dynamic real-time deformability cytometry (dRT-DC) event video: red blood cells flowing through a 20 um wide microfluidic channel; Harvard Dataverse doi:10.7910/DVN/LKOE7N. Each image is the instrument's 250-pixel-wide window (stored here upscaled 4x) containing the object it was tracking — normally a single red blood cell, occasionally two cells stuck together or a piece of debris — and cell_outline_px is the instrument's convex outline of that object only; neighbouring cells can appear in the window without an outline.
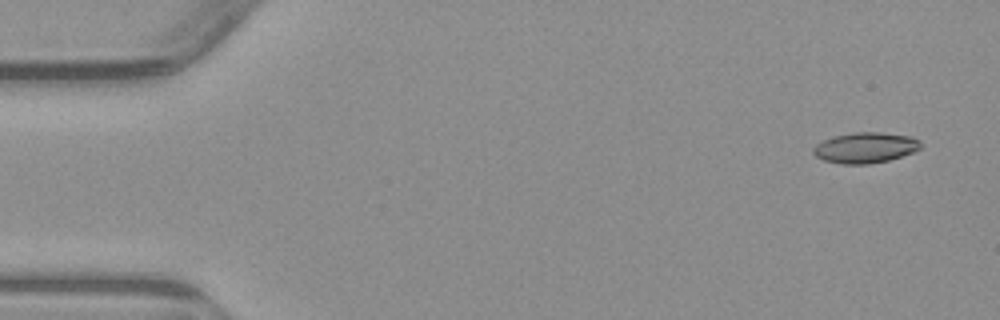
{"species": "common noctule bat (a hibernating species)", "species_latin": "Nyctalus noctula", "temperature_condition": "warm", "stored_images_in_passage": 4, "camera_frame_rate_fps": 3000, "um_per_image_px": 0.085, "animal": {"sex": "male", "body_mass_g": 23.1, "forearm_length_mm": 52.7}, "frame": {"image": 1, "passage_image": 1, "time_ms": 0.0, "image_size_px": [1000, 320], "cell_outline_px": [[924, 144], [920, 148], [912, 152], [888, 160], [868, 164], [840, 164], [824, 160], [816, 156], [812, 152], [812, 148], [816, 144], [832, 136], [852, 132], [880, 132], [912, 136], [920, 140]], "centroid_in_image_um": [73.55, 12.54], "position_along_channel_um": 11.5, "area_um2": 19.31}}
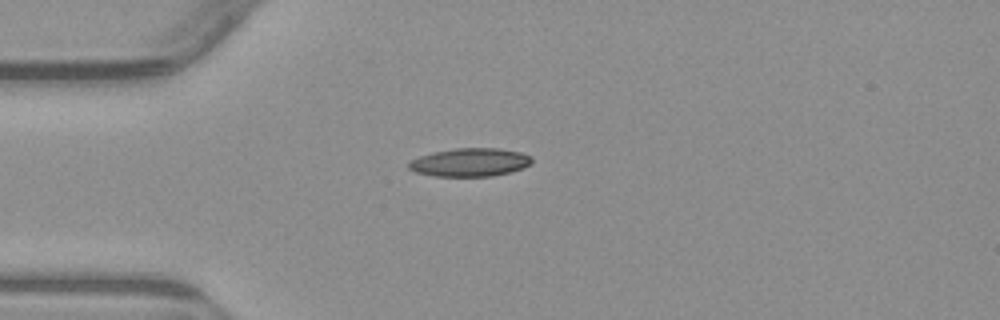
{"frame": {"image": 2, "passage_image": 4, "time_ms": 3.667, "image_size_px": [1000, 320], "cell_outline_px": [[532, 164], [524, 168], [492, 176], [436, 176], [416, 172], [408, 168], [408, 164], [412, 160], [420, 156], [432, 152], [456, 148], [500, 148], [520, 152], [532, 156]], "centroid_in_image_um": [39.98, 13.79], "position_along_channel_um": 45.0, "area_um2": 20.29}}